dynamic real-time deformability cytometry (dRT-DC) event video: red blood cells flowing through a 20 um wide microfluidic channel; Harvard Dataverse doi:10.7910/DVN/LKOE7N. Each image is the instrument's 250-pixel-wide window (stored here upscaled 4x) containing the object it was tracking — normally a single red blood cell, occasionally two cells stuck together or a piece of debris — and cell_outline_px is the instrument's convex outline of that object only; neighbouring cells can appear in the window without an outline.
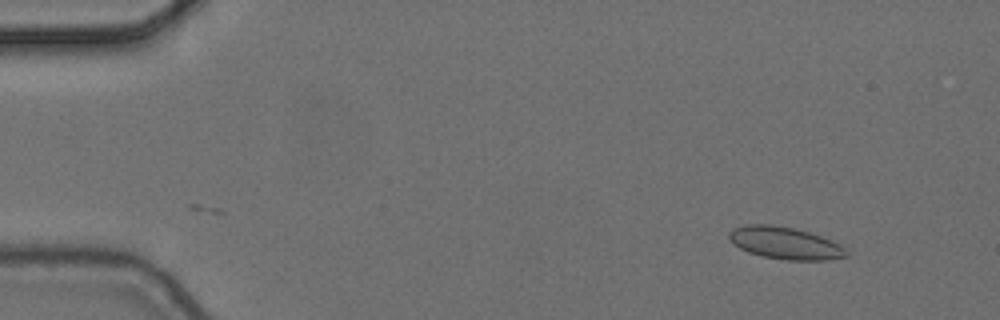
{"species": "common noctule bat (a hibernating species)", "species_latin": "Nyctalus noctula", "temperature_condition": "cold", "stored_images_in_passage": 2, "camera_frame_rate_fps": 3000, "um_per_image_px": 0.085, "animal": {"sex": "female", "body_mass_g": 24.6, "forearm_length_mm": 56.2}, "frame": {"image": 1, "passage_image": 2, "time_ms": 0.333, "image_size_px": [1000, 320], "cell_outline_px": [[848, 256], [828, 260], [788, 260], [764, 256], [748, 252], [740, 248], [728, 236], [728, 232], [732, 228], [744, 224], [772, 224], [792, 228], [808, 232], [832, 240], [840, 244], [848, 252]], "centroid_in_image_um": [66.74, 20.65], "position_along_channel_um": 18.3, "area_um2": 21.91}}